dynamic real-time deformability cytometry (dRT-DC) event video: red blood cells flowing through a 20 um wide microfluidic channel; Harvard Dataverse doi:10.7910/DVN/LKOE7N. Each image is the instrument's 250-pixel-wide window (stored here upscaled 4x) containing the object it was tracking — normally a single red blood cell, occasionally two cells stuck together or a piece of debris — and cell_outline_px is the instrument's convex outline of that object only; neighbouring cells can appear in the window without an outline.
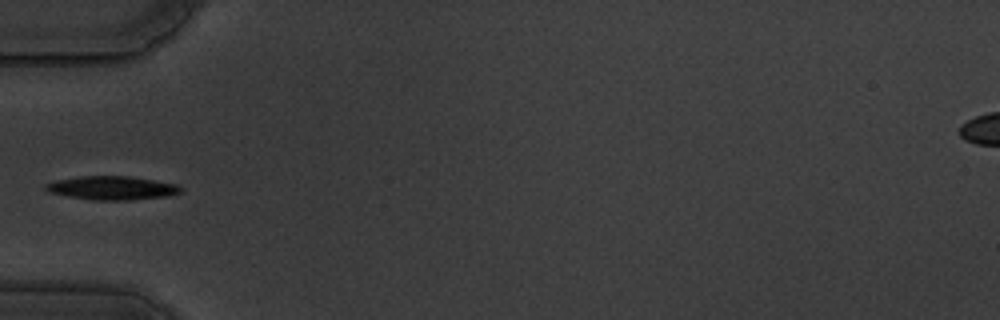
{"species": "common noctule bat (a hibernating species)", "species_latin": "Nyctalus noctula", "temperature_condition": "warm", "stored_images_in_passage": 39, "camera_frame_rate_fps": 3000, "um_per_image_px": 0.085, "animal": {"sex": "male", "body_mass_g": 19.5, "forearm_length_mm": 54.6}, "frame": {"image": 1, "passage_image": 1, "time_ms": 0.0, "image_size_px": [1000, 320], "cell_outline_px": [[180, 192], [168, 196], [128, 200], [92, 200], [68, 196], [48, 192], [44, 188], [44, 184], [56, 180], [80, 176], [128, 176], [176, 184], [180, 188]], "centroid_in_image_um": [9.45, 15.98], "position_along_channel_um": 75.5, "area_um2": 18.44}}
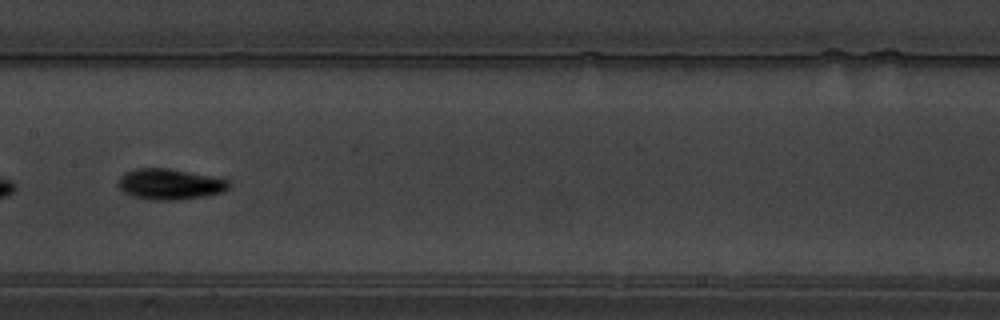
{"frame": {"image": 2, "passage_image": 11, "time_ms": 3.333, "image_size_px": [1000, 320], "cell_outline_px": [[228, 188], [224, 192], [204, 196], [172, 200], [152, 200], [136, 196], [124, 192], [120, 188], [120, 176], [124, 172], [136, 168], [168, 168], [228, 180]], "centroid_in_image_um": [14.42, 15.65], "position_along_channel_um": 193.0, "area_um2": 19.36}}
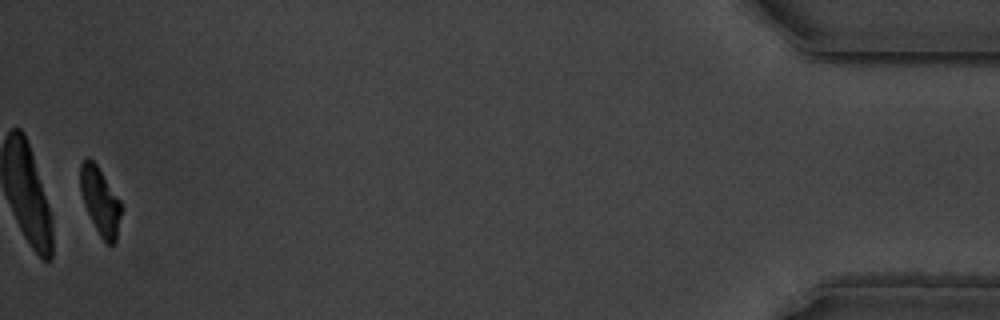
{"frame": {"image": 3, "passage_image": 38, "time_ms": 12.333, "image_size_px": [1000, 320], "cell_outline_px": [[120, 216], [116, 240], [112, 244], [108, 244], [100, 236], [84, 204], [80, 192], [80, 164], [88, 156], [96, 164], [120, 200]], "centroid_in_image_um": [8.49, 17.05], "position_along_channel_um": 426.7, "area_um2": 15.61}}